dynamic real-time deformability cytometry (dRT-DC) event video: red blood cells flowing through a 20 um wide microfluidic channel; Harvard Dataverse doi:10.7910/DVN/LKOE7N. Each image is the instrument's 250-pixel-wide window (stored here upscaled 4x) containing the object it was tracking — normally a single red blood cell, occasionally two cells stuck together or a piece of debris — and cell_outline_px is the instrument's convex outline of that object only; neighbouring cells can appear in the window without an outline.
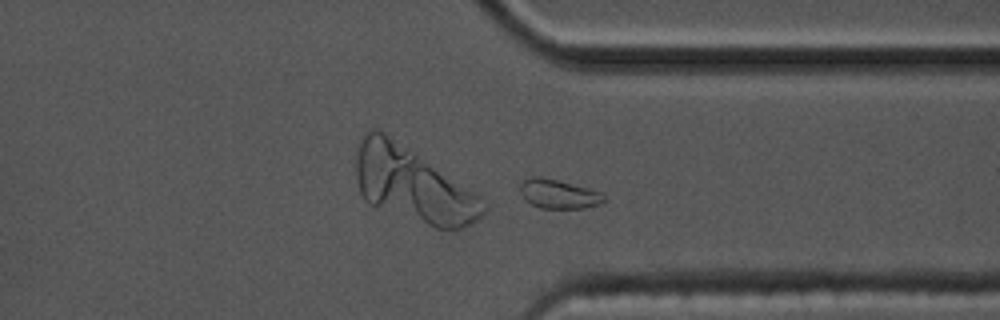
{"species": "common noctule bat (a hibernating species)", "species_latin": "Nyctalus noctula", "temperature_condition": "cold", "stored_images_in_passage": 39, "camera_frame_rate_fps": 3000, "um_per_image_px": 0.085, "animal": {"sex": "male", "body_mass_g": 17.5, "forearm_length_mm": 52.3}, "frame": {"image": 1, "passage_image": 28, "time_ms": 9.0, "image_size_px": [1000, 320], "cell_outline_px": [[604, 200], [596, 204], [584, 208], [540, 208], [524, 200], [520, 192], [520, 184], [524, 180], [532, 176], [540, 176], [588, 188], [600, 192], [604, 196]], "centroid_in_image_um": [47.41, 16.48], "position_along_channel_um": 364.0, "area_um2": 13.99}}